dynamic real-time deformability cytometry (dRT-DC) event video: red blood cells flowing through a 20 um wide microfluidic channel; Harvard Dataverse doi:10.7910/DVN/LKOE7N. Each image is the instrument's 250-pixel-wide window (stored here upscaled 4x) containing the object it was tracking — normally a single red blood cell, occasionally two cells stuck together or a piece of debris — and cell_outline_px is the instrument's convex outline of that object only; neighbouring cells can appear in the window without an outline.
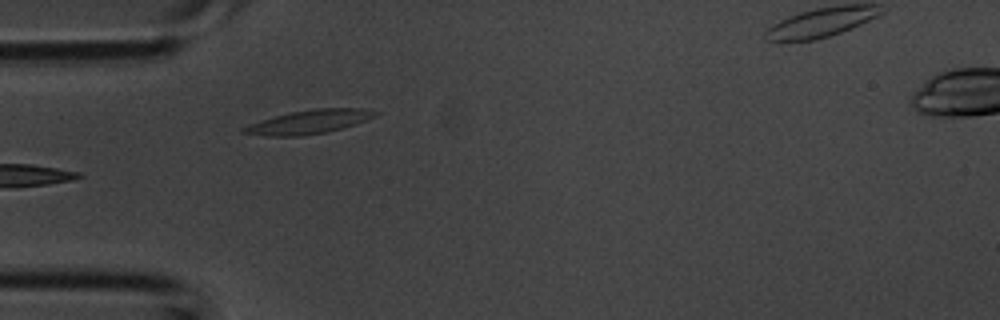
{"species": "common noctule bat (a hibernating species)", "species_latin": "Nyctalus noctula", "temperature_condition": "room temperature", "stored_images_in_passage": 4, "camera_frame_rate_fps": 3000, "um_per_image_px": 0.085, "animal": {"sex": "male", "body_mass_g": 20.1, "forearm_length_mm": 53.5}, "frame": {"image": 1, "passage_image": 3, "time_ms": 0.667, "image_size_px": [1000, 320], "cell_outline_px": [[380, 112], [376, 116], [328, 132], [300, 136], [264, 136], [240, 132], [240, 128], [248, 124], [260, 120], [288, 112], [316, 108], [360, 108]], "centroid_in_image_um": [26.18, 10.36], "position_along_channel_um": 58.8, "area_um2": 18.21}}